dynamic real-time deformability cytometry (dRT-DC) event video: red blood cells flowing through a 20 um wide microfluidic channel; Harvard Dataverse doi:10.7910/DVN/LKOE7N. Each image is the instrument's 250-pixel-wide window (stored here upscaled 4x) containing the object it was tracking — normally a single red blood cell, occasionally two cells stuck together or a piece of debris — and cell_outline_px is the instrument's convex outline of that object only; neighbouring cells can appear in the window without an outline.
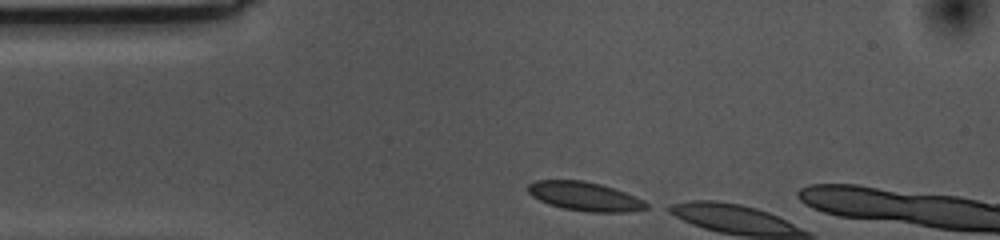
{"species": "common noctule bat (a hibernating species)", "species_latin": "Nyctalus noctula", "temperature_condition": "cold", "stored_images_in_passage": 3, "camera_frame_rate_fps": 3000, "um_per_image_px": 0.085, "animal": {"sex": "female", "body_mass_g": 10.0, "forearm_length_mm": 53.1}, "frame": {"image": 1, "passage_image": 1, "time_ms": 0.0, "image_size_px": [1000, 240], "cell_outline_px": [[648, 208], [624, 212], [588, 212], [564, 208], [548, 204], [532, 196], [528, 192], [528, 184], [536, 180], [584, 180], [600, 184], [624, 192], [644, 200], [648, 204]], "centroid_in_image_um": [49.69, 16.69], "position_along_channel_um": 35.3, "area_um2": 19.77}}